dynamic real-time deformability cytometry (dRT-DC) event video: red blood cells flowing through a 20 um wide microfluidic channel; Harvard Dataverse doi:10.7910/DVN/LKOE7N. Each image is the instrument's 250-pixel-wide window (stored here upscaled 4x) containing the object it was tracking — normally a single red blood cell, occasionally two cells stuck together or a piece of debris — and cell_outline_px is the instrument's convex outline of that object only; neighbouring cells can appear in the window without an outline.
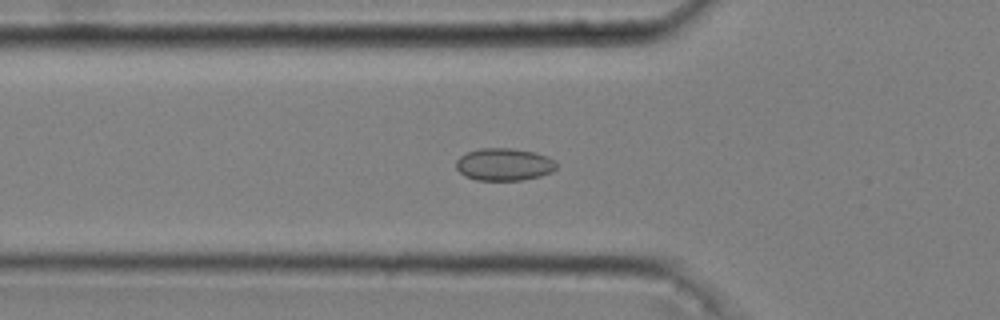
{"species": "common noctule bat (a hibernating species)", "species_latin": "Nyctalus noctula", "temperature_condition": "cold", "stored_images_in_passage": 53, "camera_frame_rate_fps": 3000, "um_per_image_px": 0.085, "animal": {"sex": "male", "body_mass_g": 20.4}, "frame": {"image": 1, "passage_image": 19, "time_ms": 6.0, "image_size_px": [1000, 320], "cell_outline_px": [[556, 168], [552, 172], [540, 176], [524, 180], [476, 180], [464, 176], [456, 168], [456, 160], [460, 156], [468, 152], [480, 148], [512, 148], [536, 152], [548, 156], [556, 160]], "centroid_in_image_um": [42.87, 13.97], "position_along_channel_um": 82.9, "area_um2": 19.19}}
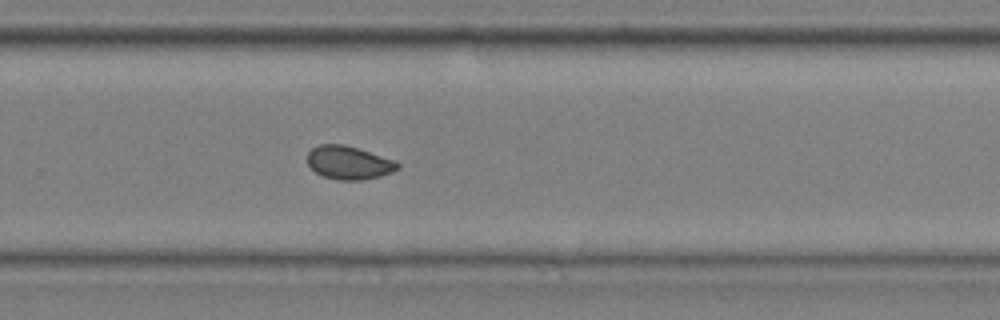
{"frame": {"image": 2, "passage_image": 37, "time_ms": 12.0, "image_size_px": [1000, 320], "cell_outline_px": [[400, 168], [392, 172], [380, 176], [364, 180], [336, 180], [324, 176], [316, 172], [308, 164], [308, 152], [312, 148], [320, 144], [344, 144], [396, 160], [400, 164]], "centroid_in_image_um": [29.68, 13.83], "position_along_channel_um": 300.1, "area_um2": 17.57}}
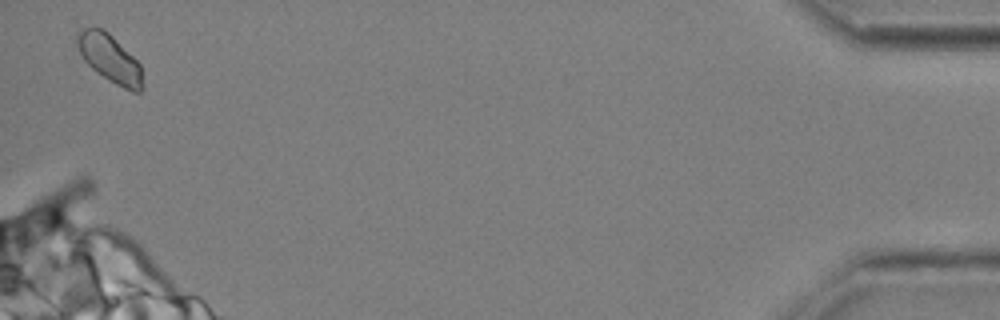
{"frame": {"image": 3, "passage_image": 53, "time_ms": 17.333, "image_size_px": [1000, 320], "cell_outline_px": [[144, 88], [140, 92], [132, 92], [116, 84], [96, 72], [84, 60], [76, 44], [76, 36], [84, 28], [104, 28], [140, 64]], "centroid_in_image_um": [9.34, 4.99], "position_along_channel_um": 425.9, "area_um2": 18.03}, "authors_computed_cell_mechanics": {"area_um2": 17.918, "velocity_mm_per_s": 3.6171, "shape_relaxation_time_tau1_ms": null, "shape_relaxation_time_tau2_ms": 1.3216, "deformation_change_tau1": null, "deformation_change_tau2": 0.0437}}